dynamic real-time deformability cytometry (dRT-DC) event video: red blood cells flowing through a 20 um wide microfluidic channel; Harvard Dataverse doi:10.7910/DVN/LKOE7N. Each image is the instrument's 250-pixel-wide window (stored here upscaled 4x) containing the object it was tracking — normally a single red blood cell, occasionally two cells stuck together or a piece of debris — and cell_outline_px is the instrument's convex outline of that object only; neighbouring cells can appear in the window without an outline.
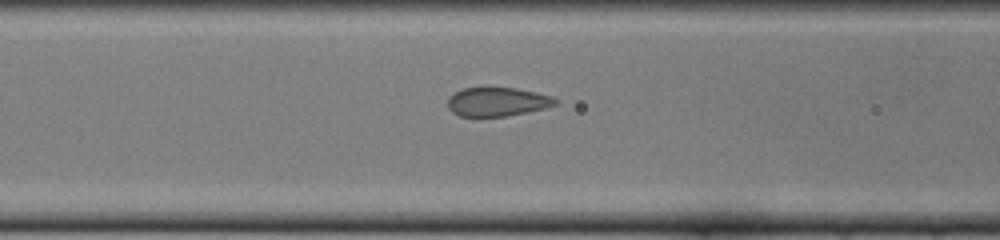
{"species": "common noctule bat (a hibernating species)", "species_latin": "Nyctalus noctula", "temperature_condition": "cold", "stored_images_in_passage": 9, "camera_frame_rate_fps": 3000, "um_per_image_px": 0.085, "animal": {"sex": "female", "body_mass_g": 22.0, "forearm_length_mm": 56.7}, "frame": {"image": 1, "passage_image": 8, "time_ms": 2.333, "image_size_px": [1000, 240], "cell_outline_px": [[560, 100], [556, 104], [544, 108], [528, 112], [504, 116], [460, 116], [452, 112], [448, 108], [448, 96], [464, 88], [516, 88], [536, 92], [552, 96]], "centroid_in_image_um": [42.28, 8.65], "position_along_channel_um": 124.3, "area_um2": 18.03}}